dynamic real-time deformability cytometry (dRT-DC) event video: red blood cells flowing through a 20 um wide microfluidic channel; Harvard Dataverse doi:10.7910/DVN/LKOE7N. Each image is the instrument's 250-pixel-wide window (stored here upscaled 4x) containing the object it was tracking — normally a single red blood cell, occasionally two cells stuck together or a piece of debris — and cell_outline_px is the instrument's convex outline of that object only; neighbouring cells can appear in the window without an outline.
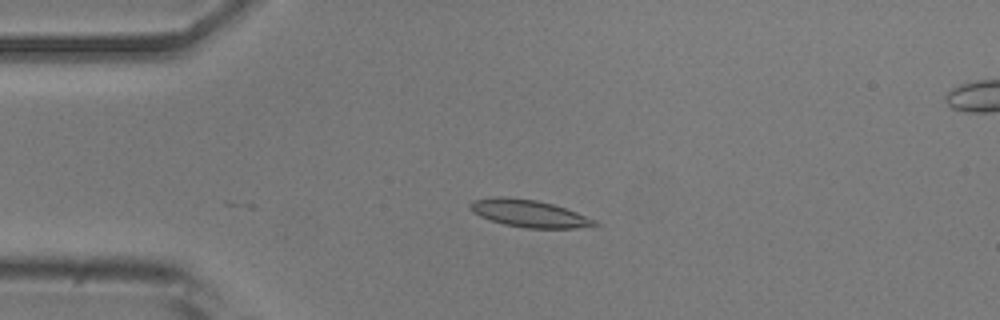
{"species": "common noctule bat (a hibernating species)", "species_latin": "Nyctalus noctula", "temperature_condition": "room temperature", "stored_images_in_passage": 5, "camera_frame_rate_fps": 3000, "um_per_image_px": 0.085, "animal": {"sex": "male", "body_mass_g": 20.5, "forearm_length_mm": 52.5}, "frame": {"image": 1, "passage_image": 4, "time_ms": 1.0, "image_size_px": [1000, 320], "cell_outline_px": [[600, 224], [576, 228], [524, 228], [504, 224], [480, 216], [472, 212], [468, 208], [468, 204], [472, 200], [496, 196], [504, 196], [536, 200], [552, 204], [576, 212], [596, 220]], "centroid_in_image_um": [44.91, 18.13], "position_along_channel_um": 40.1, "area_um2": 19.77}}